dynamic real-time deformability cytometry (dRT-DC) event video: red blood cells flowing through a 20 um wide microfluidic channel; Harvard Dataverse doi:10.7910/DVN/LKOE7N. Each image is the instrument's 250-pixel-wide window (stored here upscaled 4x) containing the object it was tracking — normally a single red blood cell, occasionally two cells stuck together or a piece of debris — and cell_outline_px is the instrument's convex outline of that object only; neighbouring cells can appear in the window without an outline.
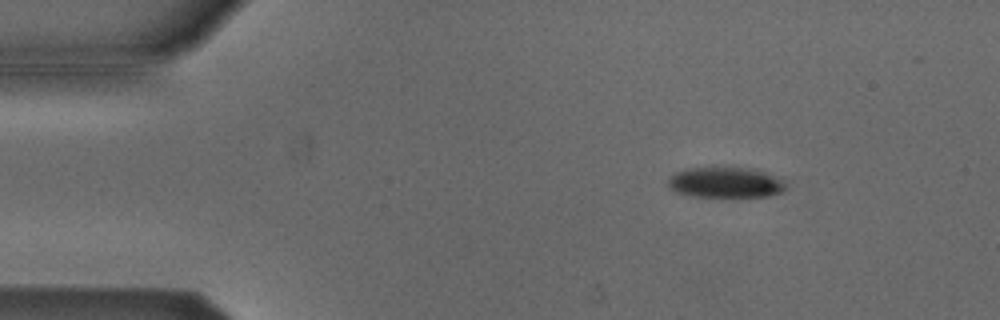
{"species": "Egyptian fruit bat (a non-hibernating species)", "species_latin": "Rousettus aegyptiacus", "temperature_condition": "cold", "stored_images_in_passage": 51, "segment_of_instrument_passage": [1, 2], "camera_frame_rate_fps": 3000, "um_per_image_px": 0.085, "animal": {"sex": "male"}, "frame": {"image": 1, "passage_image": 4, "time_ms": 1.0, "image_size_px": [1000, 320], "cell_outline_px": [[788, 188], [784, 192], [768, 196], [736, 200], [692, 196], [676, 192], [668, 184], [668, 180], [676, 172], [688, 168], [752, 168], [784, 180], [788, 184]], "centroid_in_image_um": [61.75, 15.58], "position_along_channel_um": 23.2, "area_um2": 21.85}}
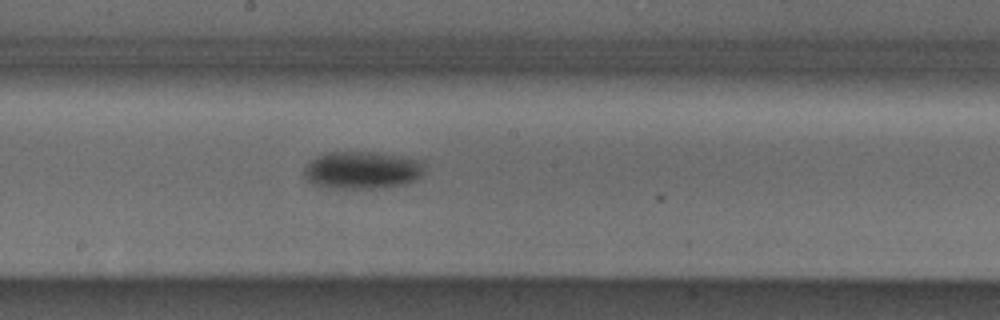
{"frame": {"image": 2, "passage_image": 25, "time_ms": 8.0, "image_size_px": [1000, 320], "cell_outline_px": [[424, 172], [416, 180], [408, 184], [380, 188], [332, 188], [312, 184], [304, 176], [304, 168], [316, 156], [324, 152], [372, 152], [420, 160], [424, 164]], "centroid_in_image_um": [30.78, 14.47], "position_along_channel_um": 217.4, "area_um2": 26.36}}
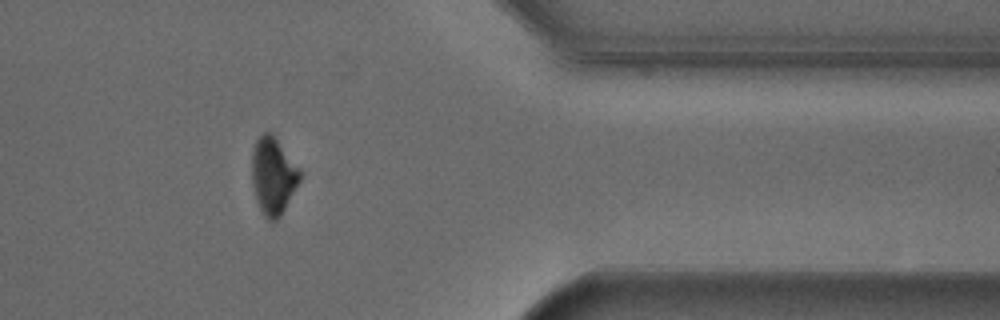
{"frame": {"image": 3, "passage_image": 40, "time_ms": 13.0, "image_size_px": [1000, 320], "cell_outline_px": [[300, 180], [280, 216], [276, 220], [268, 220], [264, 216], [256, 200], [252, 184], [252, 152], [256, 140], [264, 132], [272, 132], [300, 168]], "centroid_in_image_um": [23.21, 14.92], "position_along_channel_um": 388.2, "area_um2": 21.44}}